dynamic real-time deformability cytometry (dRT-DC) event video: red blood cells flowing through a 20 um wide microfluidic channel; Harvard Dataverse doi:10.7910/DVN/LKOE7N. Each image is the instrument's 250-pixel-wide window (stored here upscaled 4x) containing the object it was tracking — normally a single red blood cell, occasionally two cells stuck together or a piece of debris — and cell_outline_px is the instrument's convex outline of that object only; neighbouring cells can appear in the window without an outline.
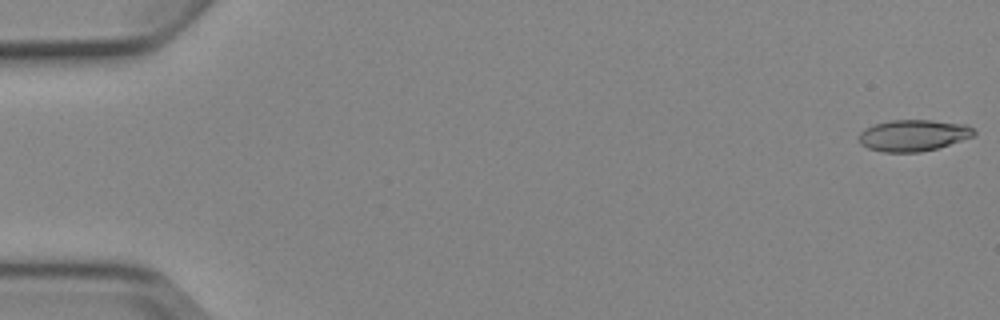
{"species": "Egyptian fruit bat (a non-hibernating species)", "species_latin": "Rousettus aegyptiacus", "temperature_condition": "cold", "stored_images_in_passage": 6, "camera_frame_rate_fps": 3000, "um_per_image_px": 0.085, "animal": {"sex": "female"}, "frame": {"image": 1, "passage_image": 1, "time_ms": 0.0, "image_size_px": [1000, 320], "cell_outline_px": [[976, 136], [936, 148], [920, 152], [884, 152], [868, 148], [860, 144], [860, 132], [864, 128], [872, 124], [888, 120], [932, 120], [968, 124], [976, 132]], "centroid_in_image_um": [77.64, 11.49], "position_along_channel_um": 7.4, "area_um2": 21.27}}
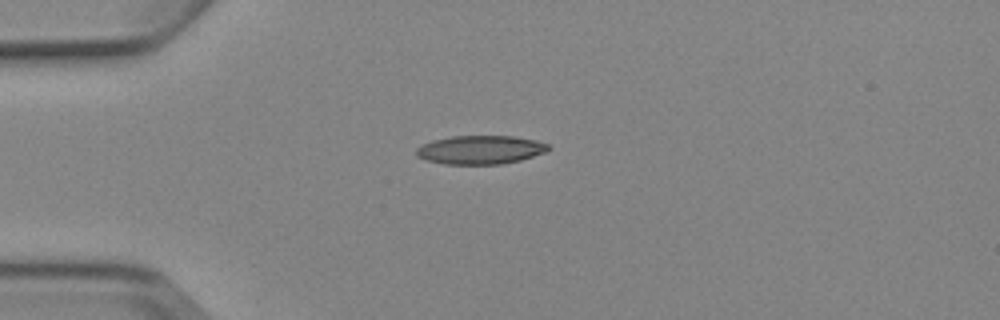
{"frame": {"image": 2, "passage_image": 4, "time_ms": 4.333, "image_size_px": [1000, 320], "cell_outline_px": [[552, 148], [548, 152], [520, 160], [500, 164], [444, 164], [424, 160], [416, 156], [416, 148], [432, 140], [452, 136], [512, 136], [536, 140], [548, 144]], "centroid_in_image_um": [40.84, 12.73], "position_along_channel_um": 44.2, "area_um2": 22.2}}
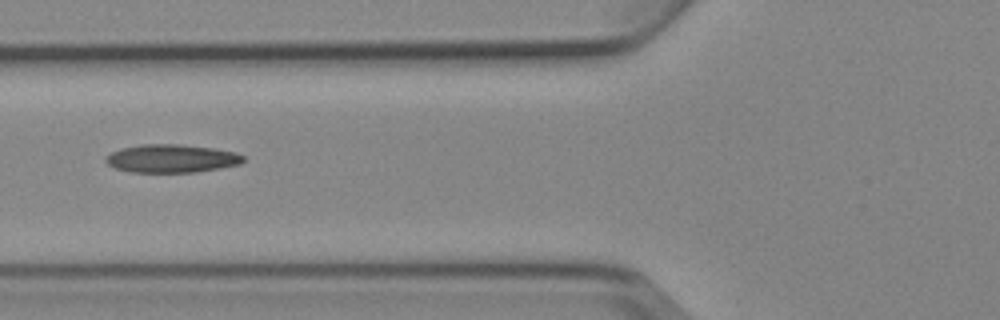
{"frame": {"image": 3, "passage_image": 6, "time_ms": 6.667, "image_size_px": [1000, 320], "cell_outline_px": [[244, 160], [240, 164], [220, 168], [196, 172], [132, 172], [116, 168], [108, 164], [104, 160], [104, 156], [120, 148], [144, 144], [180, 144], [212, 148], [236, 152], [244, 156]], "centroid_in_image_um": [14.57, 13.47], "position_along_channel_um": 111.2, "area_um2": 22.6}}